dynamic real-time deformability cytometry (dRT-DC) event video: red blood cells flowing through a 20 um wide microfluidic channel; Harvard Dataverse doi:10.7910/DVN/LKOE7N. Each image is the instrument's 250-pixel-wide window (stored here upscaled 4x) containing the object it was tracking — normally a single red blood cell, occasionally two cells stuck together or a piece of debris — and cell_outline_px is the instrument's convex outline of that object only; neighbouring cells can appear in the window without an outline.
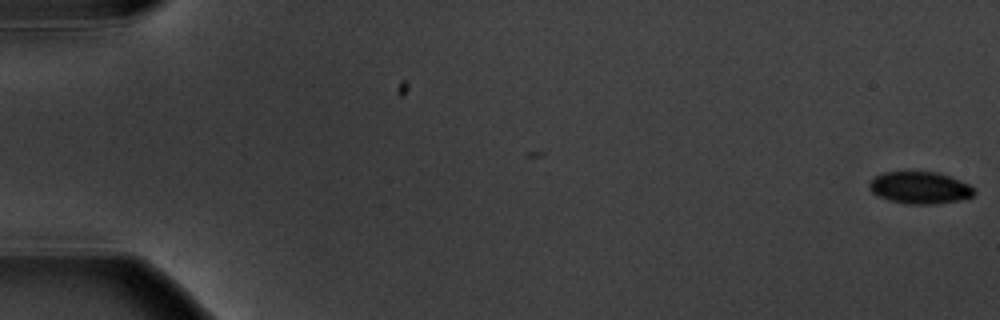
{"species": "common noctule bat (a hibernating species)", "species_latin": "Nyctalus noctula", "temperature_condition": "warm", "stored_images_in_passage": 2, "camera_frame_rate_fps": 3000, "um_per_image_px": 0.085, "animal": {"sex": "male", "body_mass_g": 20.1, "forearm_length_mm": 53.5}, "frame": {"image": 1, "passage_image": 2, "time_ms": 1.333, "image_size_px": [1000, 320], "cell_outline_px": [[976, 192], [972, 196], [964, 200], [936, 204], [904, 204], [888, 200], [876, 196], [868, 188], [868, 184], [876, 176], [884, 172], [936, 172], [960, 180], [968, 184]], "centroid_in_image_um": [78.18, 15.98], "position_along_channel_um": 6.8, "area_um2": 19.71}}